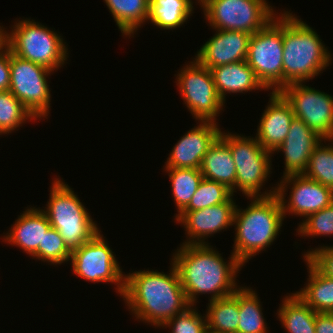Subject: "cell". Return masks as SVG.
Instances as JSON below:
<instances>
[{
    "mask_svg": "<svg viewBox=\"0 0 333 333\" xmlns=\"http://www.w3.org/2000/svg\"><path fill=\"white\" fill-rule=\"evenodd\" d=\"M171 262L177 269L190 305H196L201 294L211 300L232 295L240 286L236 277L243 264L231 253L229 261L209 244H181Z\"/></svg>",
    "mask_w": 333,
    "mask_h": 333,
    "instance_id": "1",
    "label": "cell"
},
{
    "mask_svg": "<svg viewBox=\"0 0 333 333\" xmlns=\"http://www.w3.org/2000/svg\"><path fill=\"white\" fill-rule=\"evenodd\" d=\"M169 274L157 270H140L125 275L124 302L136 319L162 327L169 319L191 305L171 262Z\"/></svg>",
    "mask_w": 333,
    "mask_h": 333,
    "instance_id": "2",
    "label": "cell"
},
{
    "mask_svg": "<svg viewBox=\"0 0 333 333\" xmlns=\"http://www.w3.org/2000/svg\"><path fill=\"white\" fill-rule=\"evenodd\" d=\"M331 56L312 27L283 12V87L313 79L331 64Z\"/></svg>",
    "mask_w": 333,
    "mask_h": 333,
    "instance_id": "3",
    "label": "cell"
},
{
    "mask_svg": "<svg viewBox=\"0 0 333 333\" xmlns=\"http://www.w3.org/2000/svg\"><path fill=\"white\" fill-rule=\"evenodd\" d=\"M248 199L251 203L246 209L236 205L233 218L236 233L232 253L243 265L272 245L285 219L277 194Z\"/></svg>",
    "mask_w": 333,
    "mask_h": 333,
    "instance_id": "4",
    "label": "cell"
},
{
    "mask_svg": "<svg viewBox=\"0 0 333 333\" xmlns=\"http://www.w3.org/2000/svg\"><path fill=\"white\" fill-rule=\"evenodd\" d=\"M53 180L47 207L41 210L72 251L88 242L100 229L72 188L58 177Z\"/></svg>",
    "mask_w": 333,
    "mask_h": 333,
    "instance_id": "5",
    "label": "cell"
},
{
    "mask_svg": "<svg viewBox=\"0 0 333 333\" xmlns=\"http://www.w3.org/2000/svg\"><path fill=\"white\" fill-rule=\"evenodd\" d=\"M12 27L11 32L5 31V45L13 54L53 72L66 63L68 48L56 31L28 18L15 21Z\"/></svg>",
    "mask_w": 333,
    "mask_h": 333,
    "instance_id": "6",
    "label": "cell"
},
{
    "mask_svg": "<svg viewBox=\"0 0 333 333\" xmlns=\"http://www.w3.org/2000/svg\"><path fill=\"white\" fill-rule=\"evenodd\" d=\"M219 137L229 146L236 167V189L248 197L276 194L277 186L261 194L271 174L272 153L265 150L257 138L221 131ZM271 169V170H270Z\"/></svg>",
    "mask_w": 333,
    "mask_h": 333,
    "instance_id": "7",
    "label": "cell"
},
{
    "mask_svg": "<svg viewBox=\"0 0 333 333\" xmlns=\"http://www.w3.org/2000/svg\"><path fill=\"white\" fill-rule=\"evenodd\" d=\"M246 62L266 91L283 88V13L251 35Z\"/></svg>",
    "mask_w": 333,
    "mask_h": 333,
    "instance_id": "8",
    "label": "cell"
},
{
    "mask_svg": "<svg viewBox=\"0 0 333 333\" xmlns=\"http://www.w3.org/2000/svg\"><path fill=\"white\" fill-rule=\"evenodd\" d=\"M272 7L266 0H207L201 8L212 29L252 35L277 15Z\"/></svg>",
    "mask_w": 333,
    "mask_h": 333,
    "instance_id": "9",
    "label": "cell"
},
{
    "mask_svg": "<svg viewBox=\"0 0 333 333\" xmlns=\"http://www.w3.org/2000/svg\"><path fill=\"white\" fill-rule=\"evenodd\" d=\"M176 80L192 117L197 121L216 122L225 103L217 92L211 70L193 59L180 69Z\"/></svg>",
    "mask_w": 333,
    "mask_h": 333,
    "instance_id": "10",
    "label": "cell"
},
{
    "mask_svg": "<svg viewBox=\"0 0 333 333\" xmlns=\"http://www.w3.org/2000/svg\"><path fill=\"white\" fill-rule=\"evenodd\" d=\"M53 71L44 66L22 59L10 51L9 91L23 104L35 119L50 114V88L47 77Z\"/></svg>",
    "mask_w": 333,
    "mask_h": 333,
    "instance_id": "11",
    "label": "cell"
},
{
    "mask_svg": "<svg viewBox=\"0 0 333 333\" xmlns=\"http://www.w3.org/2000/svg\"><path fill=\"white\" fill-rule=\"evenodd\" d=\"M100 232L101 230L81 247L72 250L69 261L73 273L93 283H113L117 285L116 293L122 297L126 274H123L115 253Z\"/></svg>",
    "mask_w": 333,
    "mask_h": 333,
    "instance_id": "12",
    "label": "cell"
},
{
    "mask_svg": "<svg viewBox=\"0 0 333 333\" xmlns=\"http://www.w3.org/2000/svg\"><path fill=\"white\" fill-rule=\"evenodd\" d=\"M279 93L290 104L296 118L323 139L333 137V96L302 83L284 86Z\"/></svg>",
    "mask_w": 333,
    "mask_h": 333,
    "instance_id": "13",
    "label": "cell"
},
{
    "mask_svg": "<svg viewBox=\"0 0 333 333\" xmlns=\"http://www.w3.org/2000/svg\"><path fill=\"white\" fill-rule=\"evenodd\" d=\"M277 184V196L280 199L284 218L289 213L305 219L312 213H316L333 202V190L321 183L300 175L281 177ZM290 185V186H289ZM289 186L290 198L285 199ZM292 186V187H291ZM291 187V188H290Z\"/></svg>",
    "mask_w": 333,
    "mask_h": 333,
    "instance_id": "14",
    "label": "cell"
},
{
    "mask_svg": "<svg viewBox=\"0 0 333 333\" xmlns=\"http://www.w3.org/2000/svg\"><path fill=\"white\" fill-rule=\"evenodd\" d=\"M232 195L226 202L201 210L182 211L175 217L186 229V241L182 244H209L205 240L219 231L233 226L236 203Z\"/></svg>",
    "mask_w": 333,
    "mask_h": 333,
    "instance_id": "15",
    "label": "cell"
},
{
    "mask_svg": "<svg viewBox=\"0 0 333 333\" xmlns=\"http://www.w3.org/2000/svg\"><path fill=\"white\" fill-rule=\"evenodd\" d=\"M198 123H200L198 126H194L178 140L164 168L200 169L204 155L219 137L221 129L217 122L198 121Z\"/></svg>",
    "mask_w": 333,
    "mask_h": 333,
    "instance_id": "16",
    "label": "cell"
},
{
    "mask_svg": "<svg viewBox=\"0 0 333 333\" xmlns=\"http://www.w3.org/2000/svg\"><path fill=\"white\" fill-rule=\"evenodd\" d=\"M216 33L200 47L194 59L209 69L244 61L251 34L215 29Z\"/></svg>",
    "mask_w": 333,
    "mask_h": 333,
    "instance_id": "17",
    "label": "cell"
},
{
    "mask_svg": "<svg viewBox=\"0 0 333 333\" xmlns=\"http://www.w3.org/2000/svg\"><path fill=\"white\" fill-rule=\"evenodd\" d=\"M303 120L296 117L290 123L289 132L275 153L283 152L285 171L283 177L303 174L315 146L322 140Z\"/></svg>",
    "mask_w": 333,
    "mask_h": 333,
    "instance_id": "18",
    "label": "cell"
},
{
    "mask_svg": "<svg viewBox=\"0 0 333 333\" xmlns=\"http://www.w3.org/2000/svg\"><path fill=\"white\" fill-rule=\"evenodd\" d=\"M270 94L269 104L260 118L255 137L265 150L274 154L287 137L295 115L290 104L279 92Z\"/></svg>",
    "mask_w": 333,
    "mask_h": 333,
    "instance_id": "19",
    "label": "cell"
},
{
    "mask_svg": "<svg viewBox=\"0 0 333 333\" xmlns=\"http://www.w3.org/2000/svg\"><path fill=\"white\" fill-rule=\"evenodd\" d=\"M26 208L2 238L7 244L18 246L32 256L38 250V246L42 245L44 234L51 225L40 208Z\"/></svg>",
    "mask_w": 333,
    "mask_h": 333,
    "instance_id": "20",
    "label": "cell"
},
{
    "mask_svg": "<svg viewBox=\"0 0 333 333\" xmlns=\"http://www.w3.org/2000/svg\"><path fill=\"white\" fill-rule=\"evenodd\" d=\"M210 70L217 92L224 103L227 93L231 95V93L266 89L246 60L217 66Z\"/></svg>",
    "mask_w": 333,
    "mask_h": 333,
    "instance_id": "21",
    "label": "cell"
},
{
    "mask_svg": "<svg viewBox=\"0 0 333 333\" xmlns=\"http://www.w3.org/2000/svg\"><path fill=\"white\" fill-rule=\"evenodd\" d=\"M200 171L203 178L225 185L234 195L236 167L229 146L218 137L204 155Z\"/></svg>",
    "mask_w": 333,
    "mask_h": 333,
    "instance_id": "22",
    "label": "cell"
},
{
    "mask_svg": "<svg viewBox=\"0 0 333 333\" xmlns=\"http://www.w3.org/2000/svg\"><path fill=\"white\" fill-rule=\"evenodd\" d=\"M308 281L295 292L315 312L333 313V278L324 276L307 258Z\"/></svg>",
    "mask_w": 333,
    "mask_h": 333,
    "instance_id": "23",
    "label": "cell"
},
{
    "mask_svg": "<svg viewBox=\"0 0 333 333\" xmlns=\"http://www.w3.org/2000/svg\"><path fill=\"white\" fill-rule=\"evenodd\" d=\"M279 305L276 315L287 333H316V312L299 296L291 293Z\"/></svg>",
    "mask_w": 333,
    "mask_h": 333,
    "instance_id": "24",
    "label": "cell"
},
{
    "mask_svg": "<svg viewBox=\"0 0 333 333\" xmlns=\"http://www.w3.org/2000/svg\"><path fill=\"white\" fill-rule=\"evenodd\" d=\"M104 3L123 36L130 38L148 21L150 0H104Z\"/></svg>",
    "mask_w": 333,
    "mask_h": 333,
    "instance_id": "25",
    "label": "cell"
},
{
    "mask_svg": "<svg viewBox=\"0 0 333 333\" xmlns=\"http://www.w3.org/2000/svg\"><path fill=\"white\" fill-rule=\"evenodd\" d=\"M203 315L208 333H237L240 319L238 289L232 295L209 301Z\"/></svg>",
    "mask_w": 333,
    "mask_h": 333,
    "instance_id": "26",
    "label": "cell"
},
{
    "mask_svg": "<svg viewBox=\"0 0 333 333\" xmlns=\"http://www.w3.org/2000/svg\"><path fill=\"white\" fill-rule=\"evenodd\" d=\"M193 10L190 0H150L148 21L162 30H174L188 20Z\"/></svg>",
    "mask_w": 333,
    "mask_h": 333,
    "instance_id": "27",
    "label": "cell"
},
{
    "mask_svg": "<svg viewBox=\"0 0 333 333\" xmlns=\"http://www.w3.org/2000/svg\"><path fill=\"white\" fill-rule=\"evenodd\" d=\"M251 287L238 288L239 324L237 333H268L262 305Z\"/></svg>",
    "mask_w": 333,
    "mask_h": 333,
    "instance_id": "28",
    "label": "cell"
},
{
    "mask_svg": "<svg viewBox=\"0 0 333 333\" xmlns=\"http://www.w3.org/2000/svg\"><path fill=\"white\" fill-rule=\"evenodd\" d=\"M171 181V191L179 215L190 203L203 179L200 169L193 168H164Z\"/></svg>",
    "mask_w": 333,
    "mask_h": 333,
    "instance_id": "29",
    "label": "cell"
},
{
    "mask_svg": "<svg viewBox=\"0 0 333 333\" xmlns=\"http://www.w3.org/2000/svg\"><path fill=\"white\" fill-rule=\"evenodd\" d=\"M303 175L333 190V139H322L315 146Z\"/></svg>",
    "mask_w": 333,
    "mask_h": 333,
    "instance_id": "30",
    "label": "cell"
},
{
    "mask_svg": "<svg viewBox=\"0 0 333 333\" xmlns=\"http://www.w3.org/2000/svg\"><path fill=\"white\" fill-rule=\"evenodd\" d=\"M26 120L36 119L9 90L0 91V135L12 133Z\"/></svg>",
    "mask_w": 333,
    "mask_h": 333,
    "instance_id": "31",
    "label": "cell"
},
{
    "mask_svg": "<svg viewBox=\"0 0 333 333\" xmlns=\"http://www.w3.org/2000/svg\"><path fill=\"white\" fill-rule=\"evenodd\" d=\"M232 192L225 185L203 178L189 205L183 211L201 210L226 202Z\"/></svg>",
    "mask_w": 333,
    "mask_h": 333,
    "instance_id": "32",
    "label": "cell"
},
{
    "mask_svg": "<svg viewBox=\"0 0 333 333\" xmlns=\"http://www.w3.org/2000/svg\"><path fill=\"white\" fill-rule=\"evenodd\" d=\"M71 252L59 232L50 227L44 234L42 245H39L38 250L32 255V259L51 263V265H61L70 260Z\"/></svg>",
    "mask_w": 333,
    "mask_h": 333,
    "instance_id": "33",
    "label": "cell"
},
{
    "mask_svg": "<svg viewBox=\"0 0 333 333\" xmlns=\"http://www.w3.org/2000/svg\"><path fill=\"white\" fill-rule=\"evenodd\" d=\"M301 237L333 235V202L326 208L309 215L297 227Z\"/></svg>",
    "mask_w": 333,
    "mask_h": 333,
    "instance_id": "34",
    "label": "cell"
},
{
    "mask_svg": "<svg viewBox=\"0 0 333 333\" xmlns=\"http://www.w3.org/2000/svg\"><path fill=\"white\" fill-rule=\"evenodd\" d=\"M164 327L172 328L170 333H208L206 317L199 314L193 305L169 319L162 326L163 329Z\"/></svg>",
    "mask_w": 333,
    "mask_h": 333,
    "instance_id": "35",
    "label": "cell"
},
{
    "mask_svg": "<svg viewBox=\"0 0 333 333\" xmlns=\"http://www.w3.org/2000/svg\"><path fill=\"white\" fill-rule=\"evenodd\" d=\"M303 258H307L324 276L333 278V245L308 250Z\"/></svg>",
    "mask_w": 333,
    "mask_h": 333,
    "instance_id": "36",
    "label": "cell"
},
{
    "mask_svg": "<svg viewBox=\"0 0 333 333\" xmlns=\"http://www.w3.org/2000/svg\"><path fill=\"white\" fill-rule=\"evenodd\" d=\"M10 49L4 45L0 49V91L10 88Z\"/></svg>",
    "mask_w": 333,
    "mask_h": 333,
    "instance_id": "37",
    "label": "cell"
},
{
    "mask_svg": "<svg viewBox=\"0 0 333 333\" xmlns=\"http://www.w3.org/2000/svg\"><path fill=\"white\" fill-rule=\"evenodd\" d=\"M316 333H333V313L316 312Z\"/></svg>",
    "mask_w": 333,
    "mask_h": 333,
    "instance_id": "38",
    "label": "cell"
},
{
    "mask_svg": "<svg viewBox=\"0 0 333 333\" xmlns=\"http://www.w3.org/2000/svg\"><path fill=\"white\" fill-rule=\"evenodd\" d=\"M0 26V49L5 45V30Z\"/></svg>",
    "mask_w": 333,
    "mask_h": 333,
    "instance_id": "39",
    "label": "cell"
},
{
    "mask_svg": "<svg viewBox=\"0 0 333 333\" xmlns=\"http://www.w3.org/2000/svg\"><path fill=\"white\" fill-rule=\"evenodd\" d=\"M190 1H192V0H190ZM196 1H198L199 5L201 7L207 2V0H196Z\"/></svg>",
    "mask_w": 333,
    "mask_h": 333,
    "instance_id": "40",
    "label": "cell"
}]
</instances>
